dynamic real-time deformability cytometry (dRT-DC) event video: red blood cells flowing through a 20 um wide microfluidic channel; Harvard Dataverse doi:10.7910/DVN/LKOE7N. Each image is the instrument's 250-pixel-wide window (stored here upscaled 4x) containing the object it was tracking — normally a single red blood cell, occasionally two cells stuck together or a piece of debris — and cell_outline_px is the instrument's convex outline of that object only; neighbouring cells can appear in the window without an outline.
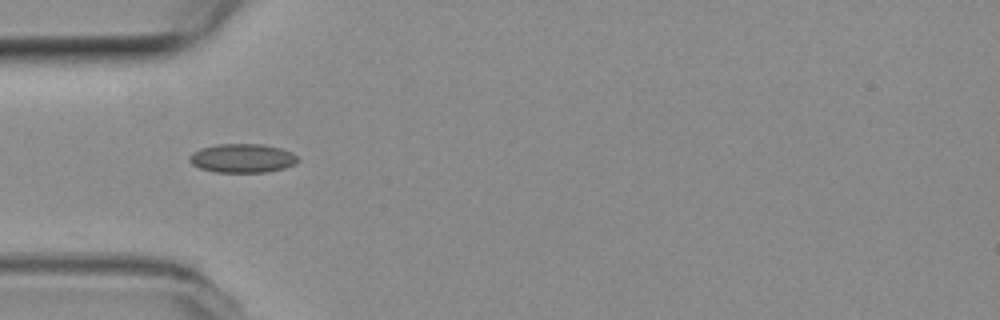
{"species": "common noctule bat (a hibernating species)", "species_latin": "Nyctalus noctula", "temperature_condition": "room temperature", "stored_images_in_passage": 8, "camera_frame_rate_fps": 3000, "um_per_image_px": 0.085, "animal": {"sex": "female", "body_mass_g": 19.3, "forearm_length_mm": 54.1}, "frame": {"image": 1, "passage_image": 1, "time_ms": 0.0, "image_size_px": [1000, 320], "cell_outline_px": [[300, 160], [296, 164], [284, 168], [268, 172], [216, 172], [200, 168], [192, 164], [188, 160], [188, 156], [192, 152], [200, 148], [216, 144], [264, 144], [280, 148], [292, 152]], "centroid_in_image_um": [20.6, 13.44], "position_along_channel_um": 64.4, "area_um2": 18.44}}
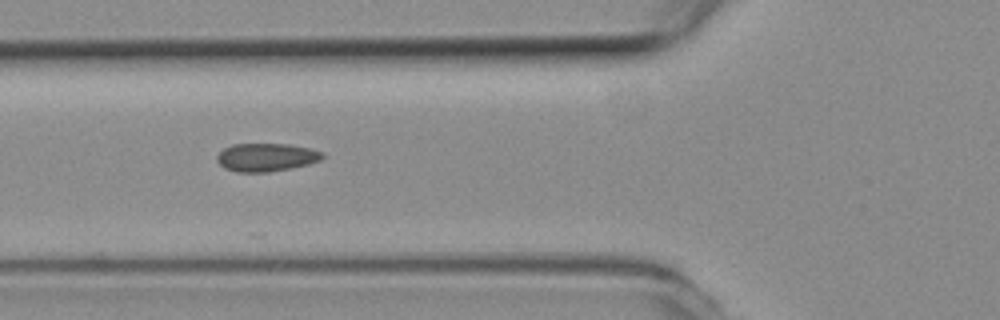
{"frame": {"image": 2, "passage_image": 4, "time_ms": 1.0, "image_size_px": [1000, 320], "cell_outline_px": [[324, 156], [320, 160], [308, 164], [268, 172], [236, 172], [224, 168], [216, 160], [216, 156], [224, 148], [232, 144], [288, 144], [308, 148], [320, 152]], "centroid_in_image_um": [22.57, 13.37], "position_along_channel_um": 103.2, "area_um2": 17.11}}
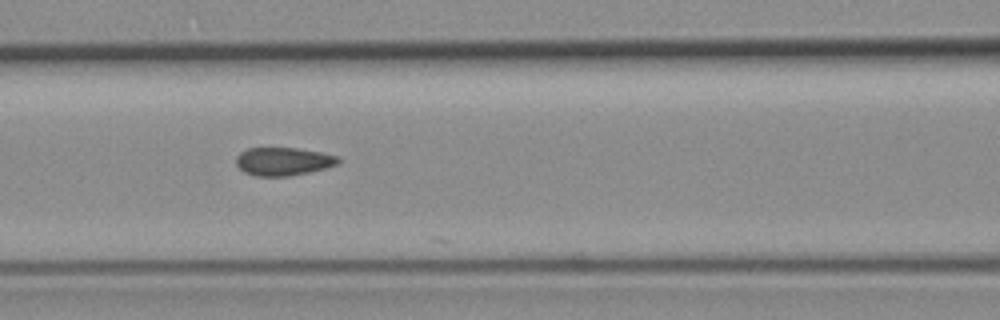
{"frame": {"image": 3, "passage_image": 7, "time_ms": 2.0, "image_size_px": [1000, 320], "cell_outline_px": [[340, 164], [308, 172], [288, 176], [256, 176], [244, 172], [236, 164], [236, 156], [240, 152], [248, 148], [296, 148], [320, 152], [340, 156]], "centroid_in_image_um": [24.09, 13.71], "position_along_channel_um": 142.5, "area_um2": 16.76}}